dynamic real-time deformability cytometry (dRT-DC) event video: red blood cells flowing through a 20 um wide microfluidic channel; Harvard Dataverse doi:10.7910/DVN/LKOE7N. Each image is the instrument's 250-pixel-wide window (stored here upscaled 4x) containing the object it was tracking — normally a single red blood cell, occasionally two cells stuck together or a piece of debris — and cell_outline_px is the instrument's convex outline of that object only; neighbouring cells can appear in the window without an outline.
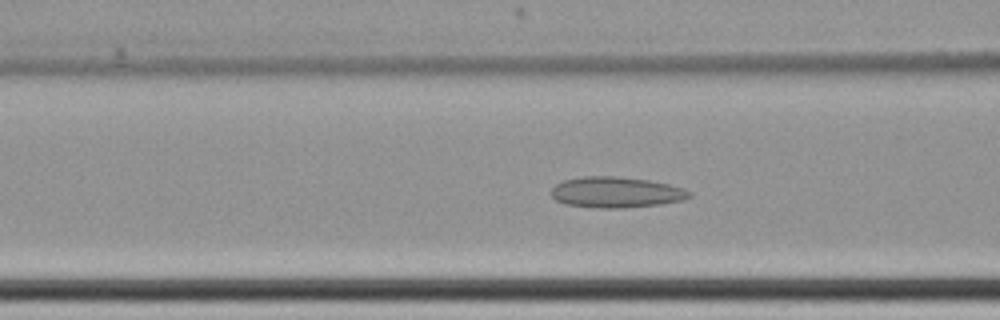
{"species": "common noctule bat (a hibernating species)", "species_latin": "Nyctalus noctula", "temperature_condition": "cold", "stored_images_in_passage": 64, "camera_frame_rate_fps": 3000, "um_per_image_px": 0.085, "animal": {"sex": "female", "body_mass_g": 22.7, "forearm_length_mm": 54.2}, "frame": {"image": 1, "passage_image": 29, "time_ms": 9.333, "image_size_px": [1000, 320], "cell_outline_px": [[692, 196], [684, 200], [660, 204], [620, 208], [600, 208], [568, 204], [556, 200], [552, 196], [552, 188], [556, 184], [564, 180], [584, 176], [612, 176], [648, 180], [668, 184], [684, 188], [692, 192]], "centroid_in_image_um": [52.41, 16.34], "position_along_channel_um": 114.2, "area_um2": 24.62}}
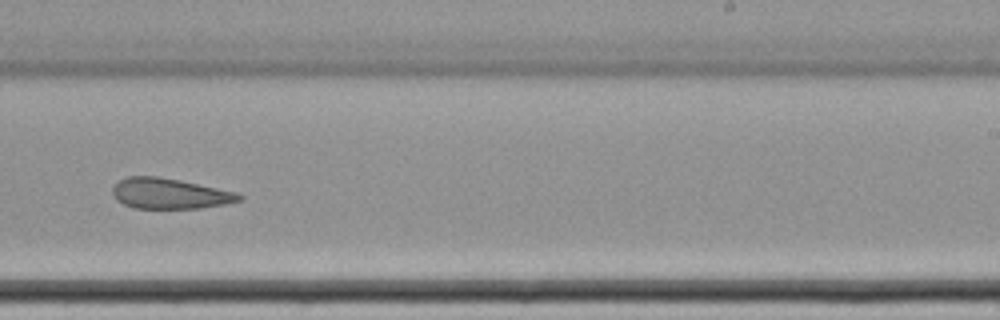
{"frame": {"image": 2, "passage_image": 43, "time_ms": 14.0, "image_size_px": [1000, 320], "cell_outline_px": [[244, 196], [240, 200], [224, 204], [200, 208], [136, 208], [124, 204], [116, 200], [112, 192], [112, 188], [120, 180], [128, 176], [156, 176], [180, 180], [236, 192]], "centroid_in_image_um": [14.41, 16.45], "position_along_channel_um": 274.6, "area_um2": 22.31}}
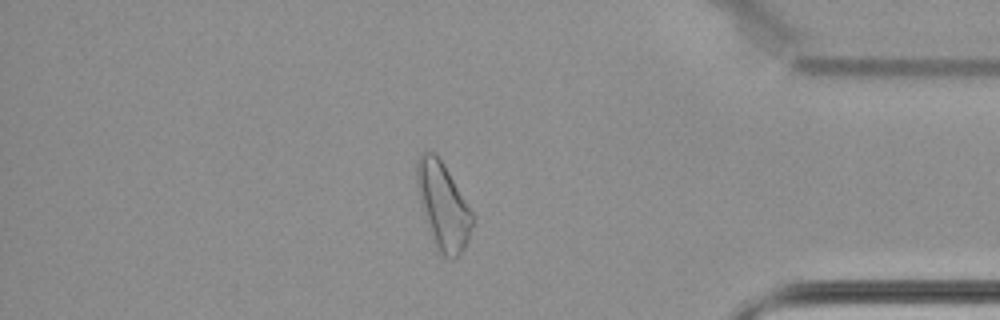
{"frame": {"image": 3, "passage_image": 56, "time_ms": 18.333, "image_size_px": [1000, 320], "cell_outline_px": [[476, 220], [464, 248], [452, 260], [444, 256], [440, 252], [432, 240], [420, 200], [416, 180], [416, 160], [420, 152], [432, 152], [444, 164], [476, 216]], "centroid_in_image_um": [37.69, 17.5], "position_along_channel_um": 397.5, "area_um2": 28.03}, "authors_computed_cell_mechanics": {"area_um2": 26.7903, "velocity_mm_per_s": 3.4397, "shape_relaxation_time_tau1_ms": null, "shape_relaxation_time_tau2_ms": 7.2995, "deformation_change_tau1": null, "deformation_change_tau2": 0.153}}